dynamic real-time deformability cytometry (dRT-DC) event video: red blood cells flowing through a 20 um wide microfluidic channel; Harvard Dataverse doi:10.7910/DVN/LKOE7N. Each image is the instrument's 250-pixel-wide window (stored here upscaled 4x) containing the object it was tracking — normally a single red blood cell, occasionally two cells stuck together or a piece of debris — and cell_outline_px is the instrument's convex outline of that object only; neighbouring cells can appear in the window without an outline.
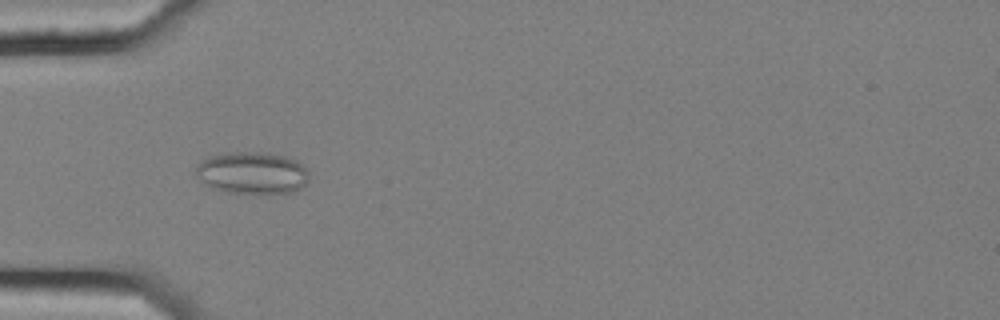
{"species": "common noctule bat (a hibernating species)", "species_latin": "Nyctalus noctula", "temperature_condition": "cold", "stored_images_in_passage": 6, "camera_frame_rate_fps": 3000, "um_per_image_px": 0.085, "animal": {"sex": "female", "body_mass_g": 25.1}, "frame": {"image": 1, "passage_image": 1, "time_ms": 0.0, "image_size_px": [1000, 320], "cell_outline_px": [[308, 180], [296, 192], [224, 192], [208, 188], [196, 176], [196, 164], [208, 156], [228, 152], [268, 152], [284, 156], [296, 160], [308, 172]], "centroid_in_image_um": [21.37, 14.68], "position_along_channel_um": 63.6, "area_um2": 27.8}}
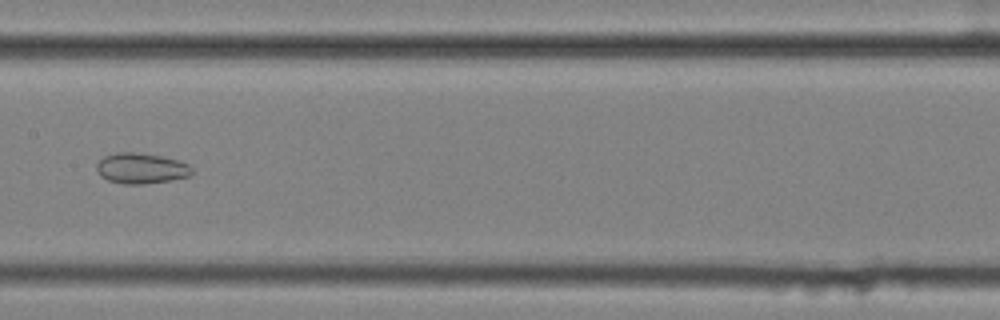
{"frame": {"image": 2, "passage_image": 4, "time_ms": 1.0, "image_size_px": [1000, 320], "cell_outline_px": [[192, 176], [144, 184], [124, 184], [108, 180], [100, 176], [96, 172], [96, 164], [104, 156], [116, 152], [132, 152], [160, 156], [176, 160], [188, 164], [192, 168]], "centroid_in_image_um": [11.96, 14.31], "position_along_channel_um": 195.4, "area_um2": 16.94}}